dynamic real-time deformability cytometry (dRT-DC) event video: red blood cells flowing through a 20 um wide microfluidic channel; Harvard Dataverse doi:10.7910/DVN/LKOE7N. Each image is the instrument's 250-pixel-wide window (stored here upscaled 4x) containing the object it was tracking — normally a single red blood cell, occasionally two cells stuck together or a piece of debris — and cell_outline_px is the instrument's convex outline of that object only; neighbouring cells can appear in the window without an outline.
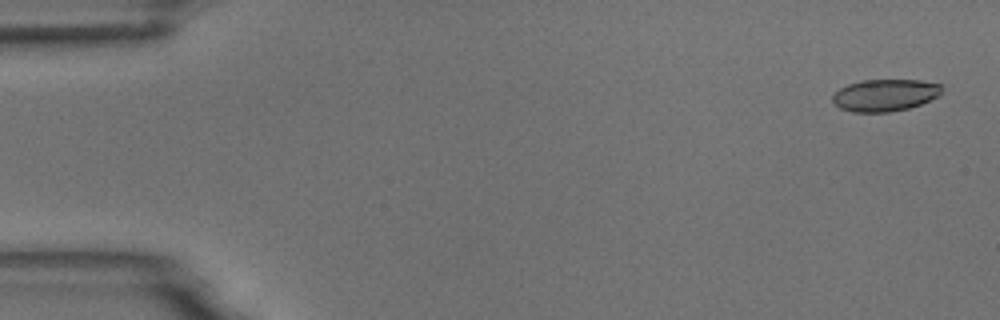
{"species": "common noctule bat (a hibernating species)", "species_latin": "Nyctalus noctula", "temperature_condition": "room temperature", "stored_images_in_passage": 5, "camera_frame_rate_fps": 3000, "um_per_image_px": 0.085, "animal": {"sex": "male", "body_mass_g": 18.8}, "frame": {"image": 1, "passage_image": 1, "time_ms": 0.0, "image_size_px": [1000, 320], "cell_outline_px": [[940, 96], [920, 104], [908, 108], [888, 112], [852, 112], [840, 108], [832, 100], [832, 96], [840, 88], [848, 84], [864, 80], [920, 80], [940, 84]], "centroid_in_image_um": [75.21, 8.09], "position_along_channel_um": 9.8, "area_um2": 20.23}}
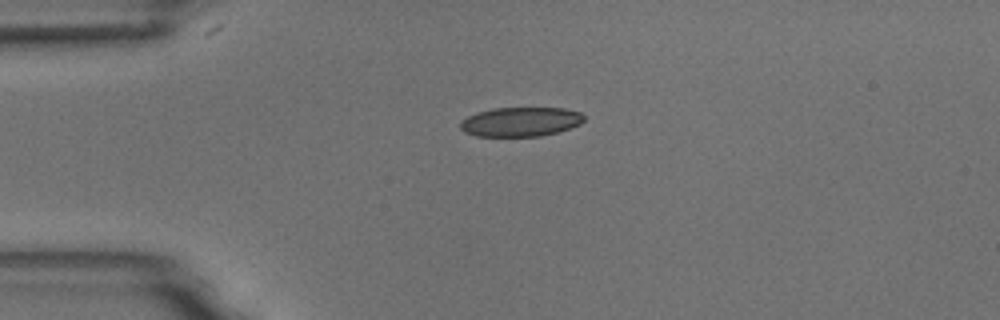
{"frame": {"image": 2, "passage_image": 4, "time_ms": 3.667, "image_size_px": [1000, 320], "cell_outline_px": [[584, 120], [580, 124], [556, 132], [540, 136], [476, 136], [464, 132], [460, 128], [460, 120], [476, 112], [492, 108], [564, 108], [580, 112], [584, 116]], "centroid_in_image_um": [44.21, 10.34], "position_along_channel_um": 40.8, "area_um2": 21.15}}